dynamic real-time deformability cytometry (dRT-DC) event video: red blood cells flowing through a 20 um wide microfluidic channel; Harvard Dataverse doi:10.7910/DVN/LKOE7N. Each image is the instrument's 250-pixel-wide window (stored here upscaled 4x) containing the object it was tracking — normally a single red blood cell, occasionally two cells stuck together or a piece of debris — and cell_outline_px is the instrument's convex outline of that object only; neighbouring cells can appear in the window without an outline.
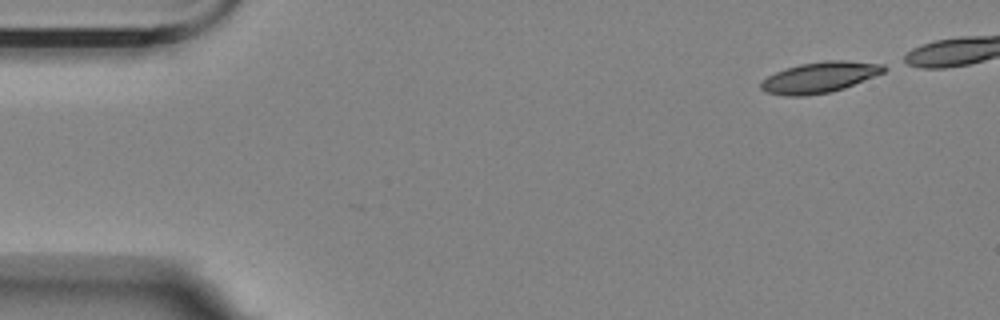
{"species": "Egyptian fruit bat (a non-hibernating species)", "species_latin": "Rousettus aegyptiacus", "temperature_condition": "room temperature", "stored_images_in_passage": 5, "camera_frame_rate_fps": 3000, "um_per_image_px": 0.085, "animal": {"sex": "female"}, "frame": {"image": 1, "passage_image": 1, "time_ms": 0.0, "image_size_px": [1000, 320], "cell_outline_px": [[888, 68], [884, 72], [844, 88], [828, 92], [804, 96], [784, 96], [764, 92], [760, 88], [760, 84], [768, 76], [776, 72], [800, 64], [824, 60], [844, 60], [884, 64]], "centroid_in_image_um": [69.67, 6.57], "position_along_channel_um": 15.3, "area_um2": 21.96}}